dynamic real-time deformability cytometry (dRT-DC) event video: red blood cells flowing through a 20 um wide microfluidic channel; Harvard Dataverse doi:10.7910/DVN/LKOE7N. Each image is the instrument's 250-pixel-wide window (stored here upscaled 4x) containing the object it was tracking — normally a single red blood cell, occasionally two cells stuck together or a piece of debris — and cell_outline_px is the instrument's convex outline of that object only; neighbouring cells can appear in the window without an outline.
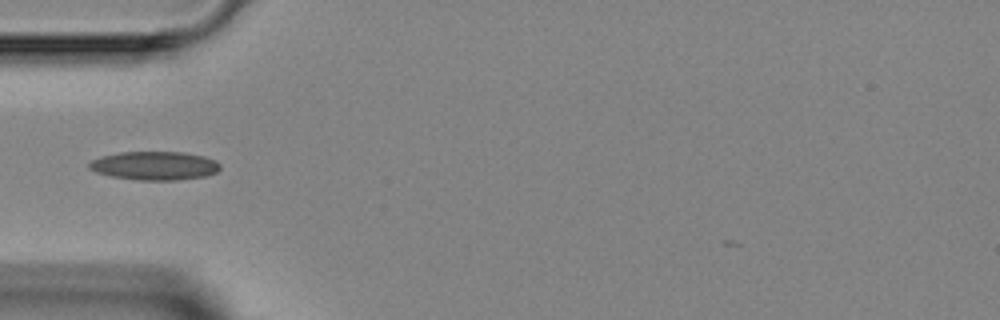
{"species": "Egyptian fruit bat (a non-hibernating species)", "species_latin": "Rousettus aegyptiacus", "temperature_condition": "room temperature", "stored_images_in_passage": 2, "camera_frame_rate_fps": 3000, "um_per_image_px": 0.085, "animal": {"sex": "female"}, "frame": {"image": 1, "passage_image": 1, "time_ms": 0.0, "image_size_px": [1000, 320], "cell_outline_px": [[220, 168], [216, 172], [204, 176], [176, 180], [136, 180], [112, 176], [96, 172], [88, 168], [88, 164], [92, 160], [100, 156], [120, 152], [184, 152], [204, 156], [216, 160], [220, 164]], "centroid_in_image_um": [13.13, 14.08], "position_along_channel_um": 71.9, "area_um2": 21.85}}
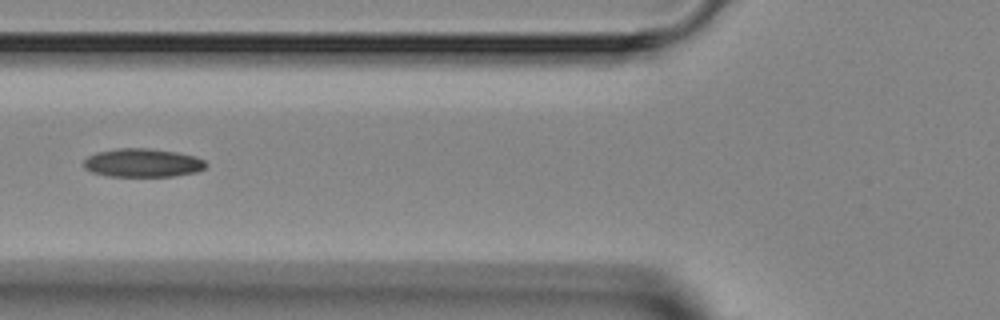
{"frame": {"image": 2, "passage_image": 2, "time_ms": 1.0, "image_size_px": [1000, 320], "cell_outline_px": [[208, 164], [204, 168], [196, 172], [172, 176], [108, 176], [92, 172], [84, 168], [84, 160], [88, 156], [96, 152], [120, 148], [148, 148], [176, 152], [192, 156], [204, 160]], "centroid_in_image_um": [12.1, 13.84], "position_along_channel_um": 113.7, "area_um2": 20.17}}